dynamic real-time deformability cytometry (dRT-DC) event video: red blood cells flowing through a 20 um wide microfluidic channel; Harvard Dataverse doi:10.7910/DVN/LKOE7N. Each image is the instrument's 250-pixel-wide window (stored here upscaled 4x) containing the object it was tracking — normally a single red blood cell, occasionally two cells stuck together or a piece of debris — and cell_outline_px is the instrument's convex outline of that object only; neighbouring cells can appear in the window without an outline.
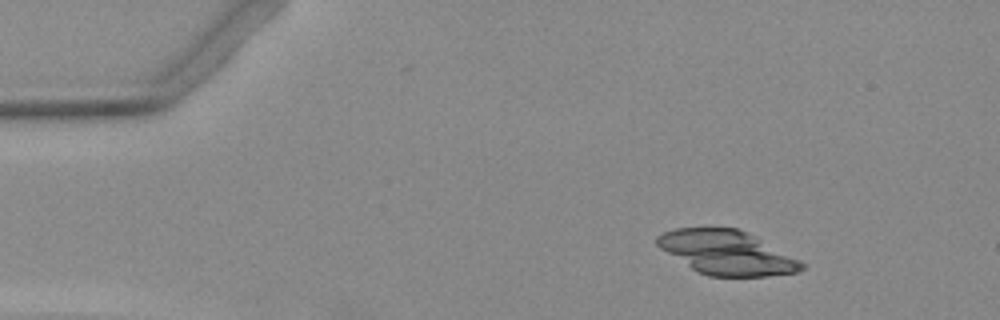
{"species": "Egyptian fruit bat (a non-hibernating species)", "species_latin": "Rousettus aegyptiacus", "temperature_condition": "warm", "stored_images_in_passage": 12, "camera_frame_rate_fps": 3000, "um_per_image_px": 0.085, "animal": {"sex": "female"}, "frame": {"image": 1, "passage_image": 6, "time_ms": 1.667, "image_size_px": [1000, 320], "cell_outline_px": [[804, 268], [796, 272], [768, 276], [708, 276], [692, 268], [660, 248], [656, 244], [656, 236], [664, 232], [676, 228], [736, 228], [800, 260], [804, 264]], "centroid_in_image_um": [61.75, 21.48], "position_along_channel_um": 23.3, "area_um2": 36.18}}